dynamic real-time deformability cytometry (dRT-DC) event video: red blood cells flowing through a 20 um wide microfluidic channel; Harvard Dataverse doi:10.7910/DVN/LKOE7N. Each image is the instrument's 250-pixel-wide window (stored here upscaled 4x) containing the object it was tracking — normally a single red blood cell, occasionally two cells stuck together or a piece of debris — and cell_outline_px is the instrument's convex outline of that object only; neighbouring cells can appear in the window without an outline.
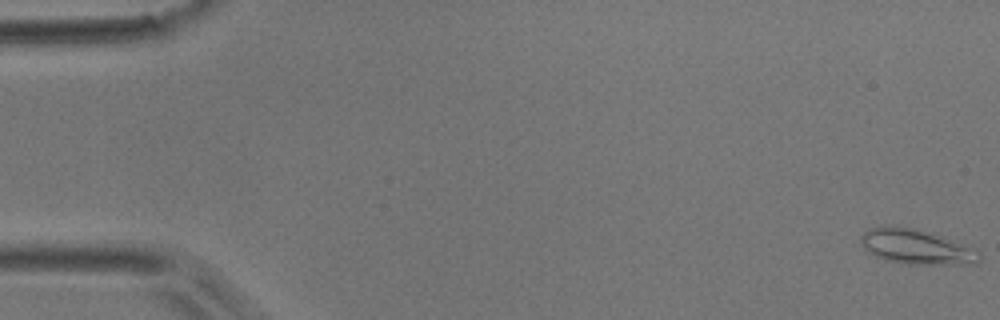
{"species": "common noctule bat (a hibernating species)", "species_latin": "Nyctalus noctula", "temperature_condition": "room temperature", "stored_images_in_passage": 5, "camera_frame_rate_fps": 3000, "um_per_image_px": 0.085, "animal": {"sex": "male", "body_mass_g": 17.9}, "frame": {"image": 1, "passage_image": 1, "time_ms": 0.0, "image_size_px": [1000, 320], "cell_outline_px": [[980, 264], [908, 264], [888, 260], [876, 256], [868, 252], [864, 248], [860, 240], [860, 236], [864, 232], [872, 228], [884, 224], [892, 224], [916, 228], [932, 232], [944, 236], [980, 256]], "centroid_in_image_um": [77.78, 20.95], "position_along_channel_um": 7.2, "area_um2": 23.87}}